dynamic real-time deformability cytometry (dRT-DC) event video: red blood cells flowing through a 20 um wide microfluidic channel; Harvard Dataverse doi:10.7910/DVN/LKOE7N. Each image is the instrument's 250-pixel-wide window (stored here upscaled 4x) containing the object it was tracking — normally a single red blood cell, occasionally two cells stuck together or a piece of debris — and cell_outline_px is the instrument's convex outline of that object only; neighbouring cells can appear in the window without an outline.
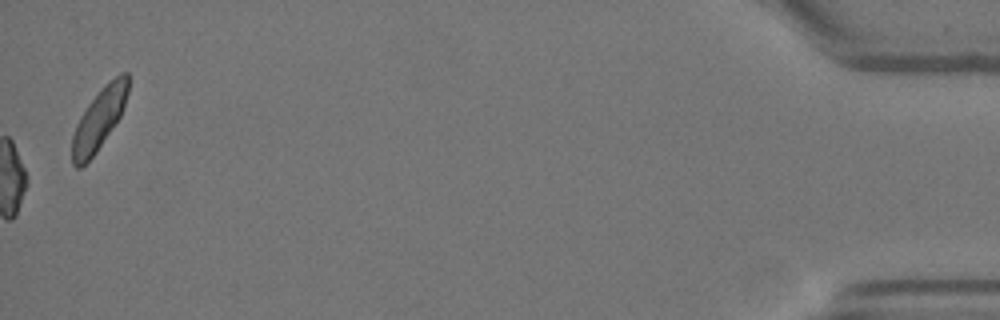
{"species": "Egyptian fruit bat (a non-hibernating species)", "species_latin": "Rousettus aegyptiacus", "temperature_condition": "warm", "stored_images_in_passage": 41, "camera_frame_rate_fps": 3000, "um_per_image_px": 0.085, "animal": {"sex": "female"}, "frame": {"image": 1, "passage_image": 41, "time_ms": 13.333, "image_size_px": [1000, 320], "cell_outline_px": [[128, 92], [124, 108], [120, 116], [96, 152], [80, 168], [76, 168], [72, 164], [72, 136], [76, 124], [80, 116], [88, 104], [100, 88], [104, 84], [120, 72], [128, 72]], "centroid_in_image_um": [8.42, 10.09], "position_along_channel_um": 426.8, "area_um2": 19.94}, "authors_computed_cell_mechanics": {"area_um2": 18.4382, "velocity_mm_per_s": 3.7902, "shape_relaxation_time_tau1_ms": null, "shape_relaxation_time_tau2_ms": 1.9853, "deformation_change_tau1": null, "deformation_change_tau2": 0.0636}}